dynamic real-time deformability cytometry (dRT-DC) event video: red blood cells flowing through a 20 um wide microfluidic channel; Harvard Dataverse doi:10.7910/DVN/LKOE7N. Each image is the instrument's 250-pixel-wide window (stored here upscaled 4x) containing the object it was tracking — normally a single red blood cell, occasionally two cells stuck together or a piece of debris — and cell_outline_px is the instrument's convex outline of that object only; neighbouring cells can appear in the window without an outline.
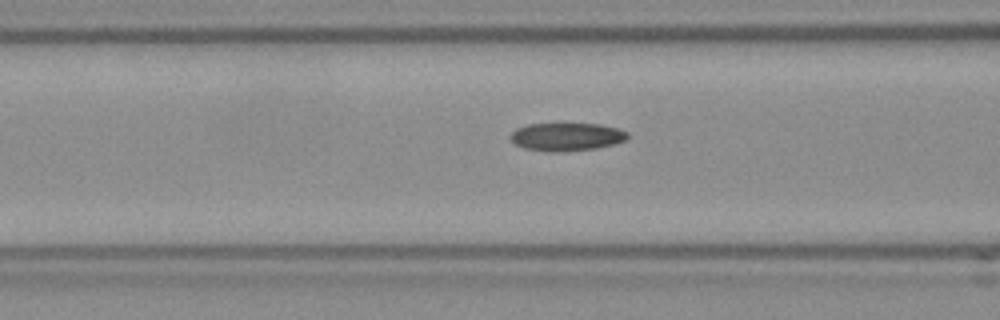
{"species": "Egyptian fruit bat (a non-hibernating species)", "species_latin": "Rousettus aegyptiacus", "temperature_condition": "room temperature", "stored_images_in_passage": 15, "camera_frame_rate_fps": 3000, "um_per_image_px": 0.085, "frame": {"image": 1, "passage_image": 13, "time_ms": 4.0, "image_size_px": [1000, 320], "cell_outline_px": [[628, 140], [596, 148], [564, 152], [552, 152], [524, 148], [516, 144], [508, 136], [516, 128], [528, 124], [600, 124], [616, 128], [628, 132]], "centroid_in_image_um": [48.16, 11.63], "position_along_channel_um": 118.4, "area_um2": 19.13}}